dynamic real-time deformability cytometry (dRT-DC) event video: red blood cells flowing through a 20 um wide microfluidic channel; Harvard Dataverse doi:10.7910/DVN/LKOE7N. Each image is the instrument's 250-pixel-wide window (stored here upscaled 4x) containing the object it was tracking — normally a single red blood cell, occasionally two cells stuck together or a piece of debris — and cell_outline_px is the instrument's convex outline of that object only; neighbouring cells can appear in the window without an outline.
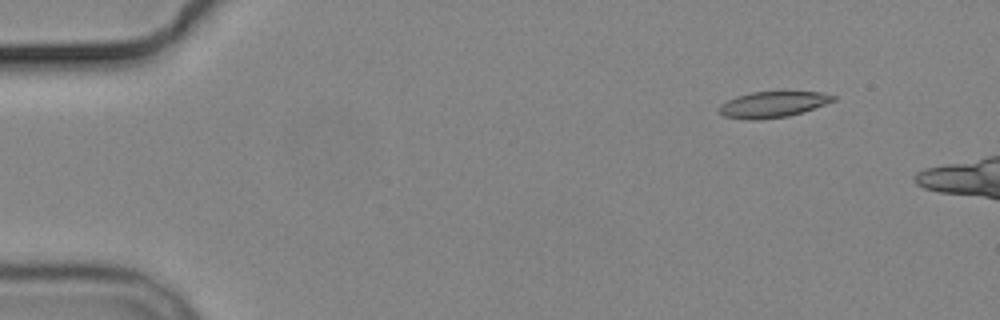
{"species": "common noctule bat (a hibernating species)", "species_latin": "Nyctalus noctula", "temperature_condition": "cold", "stored_images_in_passage": 4, "camera_frame_rate_fps": 3000, "um_per_image_px": 0.085, "animal": {"sex": "male", "body_mass_g": 19.2, "forearm_length_mm": 51.8}, "frame": {"image": 1, "passage_image": 2, "time_ms": 2.0, "image_size_px": [1000, 320], "cell_outline_px": [[836, 100], [804, 112], [788, 116], [756, 120], [748, 120], [724, 116], [720, 112], [720, 104], [736, 96], [752, 92], [784, 88], [820, 92], [836, 96]], "centroid_in_image_um": [65.76, 8.82], "position_along_channel_um": 19.2, "area_um2": 18.15}}